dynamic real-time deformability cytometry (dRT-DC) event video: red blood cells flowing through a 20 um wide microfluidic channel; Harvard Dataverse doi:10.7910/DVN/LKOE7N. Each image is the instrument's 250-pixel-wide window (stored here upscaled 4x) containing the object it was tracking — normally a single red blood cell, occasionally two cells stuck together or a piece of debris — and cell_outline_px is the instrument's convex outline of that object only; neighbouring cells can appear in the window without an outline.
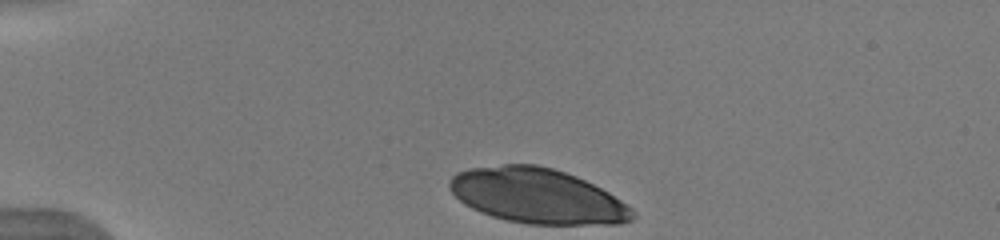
{"species": "human", "species_latin": "Homo sapiens", "temperature_condition": "warm", "stored_images_in_passage": 35, "camera_frame_rate_fps": 3000, "um_per_image_px": 0.085, "donor": {"sex": "male"}, "frame": {"image": 1, "passage_image": 1, "time_ms": 0.0, "image_size_px": [1000, 240], "cell_outline_px": [[636, 216], [632, 220], [620, 224], [528, 224], [508, 220], [492, 216], [480, 212], [464, 204], [448, 188], [448, 184], [452, 176], [456, 172], [468, 168], [504, 164], [536, 164], [552, 168], [576, 176], [608, 192], [632, 208]], "centroid_in_image_um": [45.65, 16.65], "position_along_channel_um": 39.3, "area_um2": 58.55}}